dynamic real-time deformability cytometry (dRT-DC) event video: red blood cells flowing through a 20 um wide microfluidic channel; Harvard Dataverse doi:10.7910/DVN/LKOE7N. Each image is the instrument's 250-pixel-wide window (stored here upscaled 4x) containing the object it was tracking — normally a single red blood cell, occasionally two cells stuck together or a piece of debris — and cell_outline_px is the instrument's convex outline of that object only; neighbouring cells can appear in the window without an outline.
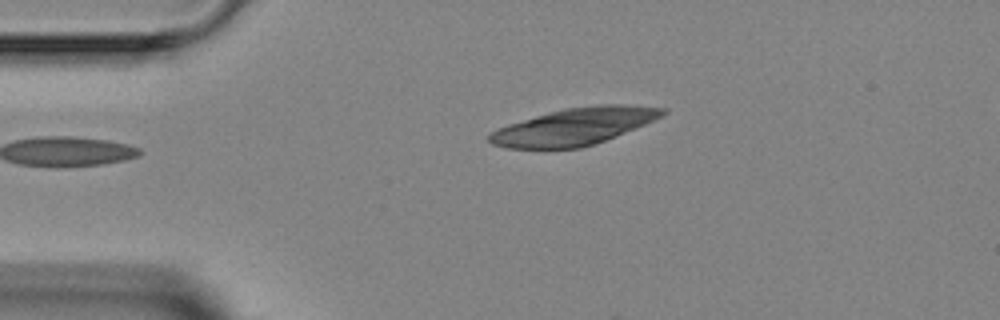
{"species": "Egyptian fruit bat (a non-hibernating species)", "species_latin": "Rousettus aegyptiacus", "temperature_condition": "room temperature", "stored_images_in_passage": 3, "camera_frame_rate_fps": 3000, "um_per_image_px": 0.085, "animal": {"sex": "female"}, "frame": {"image": 1, "passage_image": 1, "time_ms": 0.0, "image_size_px": [1000, 320], "cell_outline_px": [[668, 112], [664, 116], [604, 140], [580, 148], [504, 148], [492, 144], [488, 140], [488, 136], [492, 132], [508, 124], [564, 108], [600, 104], [624, 104], [668, 108]], "centroid_in_image_um": [48.84, 10.74], "position_along_channel_um": 36.2, "area_um2": 36.88}}